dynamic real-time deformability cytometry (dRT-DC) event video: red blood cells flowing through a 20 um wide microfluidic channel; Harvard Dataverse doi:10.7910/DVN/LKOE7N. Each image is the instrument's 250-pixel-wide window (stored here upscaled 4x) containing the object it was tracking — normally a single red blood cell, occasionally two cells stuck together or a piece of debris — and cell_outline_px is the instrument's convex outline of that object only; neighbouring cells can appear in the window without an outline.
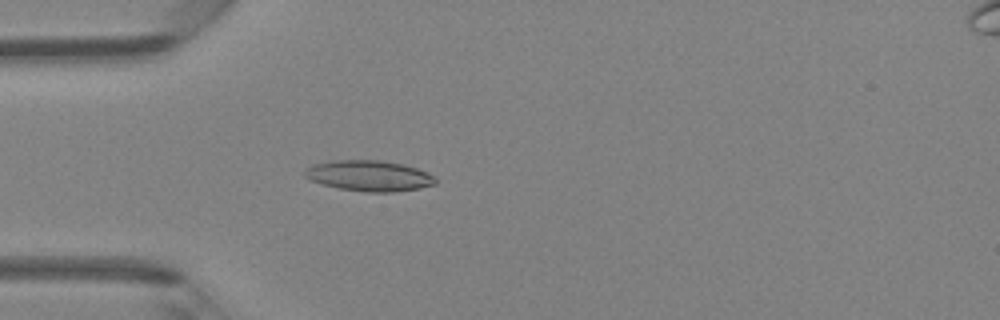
{"species": "Egyptian fruit bat (a non-hibernating species)", "species_latin": "Rousettus aegyptiacus", "temperature_condition": "room temperature", "stored_images_in_passage": 46, "camera_frame_rate_fps": 3000, "um_per_image_px": 0.085, "animal": {"sex": "female"}, "frame": {"image": 1, "passage_image": 13, "time_ms": 4.0, "image_size_px": [1000, 320], "cell_outline_px": [[436, 184], [420, 188], [396, 192], [364, 192], [340, 188], [308, 180], [304, 176], [304, 172], [312, 164], [332, 160], [380, 160], [404, 164], [428, 172], [436, 180]], "centroid_in_image_um": [31.37, 14.94], "position_along_channel_um": 53.6, "area_um2": 23.47}}
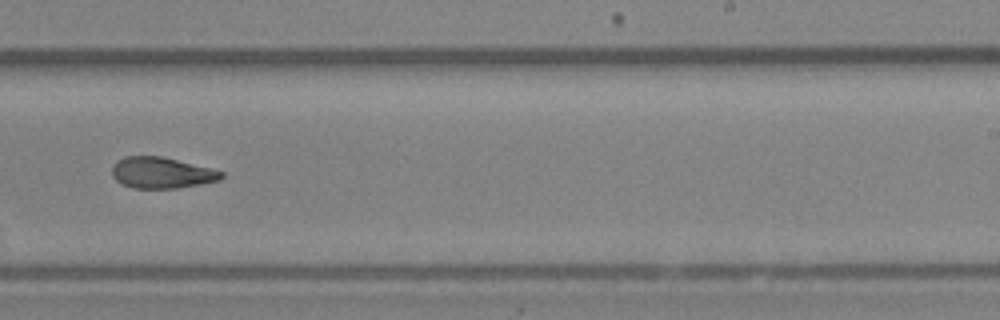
{"frame": {"image": 2, "passage_image": 29, "time_ms": 9.333, "image_size_px": [1000, 320], "cell_outline_px": [[224, 176], [220, 180], [200, 184], [176, 188], [132, 188], [120, 184], [112, 176], [112, 164], [116, 160], [124, 156], [160, 156], [224, 172]], "centroid_in_image_um": [13.67, 14.69], "position_along_channel_um": 275.3, "area_um2": 19.77}}
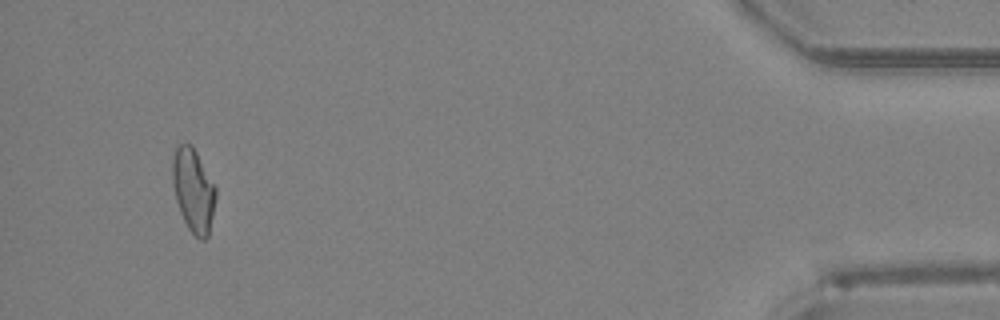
{"frame": {"image": 3, "passage_image": 44, "time_ms": 14.333, "image_size_px": [1000, 320], "cell_outline_px": [[216, 196], [208, 236], [204, 240], [200, 240], [188, 228], [180, 212], [176, 200], [172, 184], [172, 160], [176, 148], [180, 144], [192, 144], [216, 188]], "centroid_in_image_um": [16.42, 16.17], "position_along_channel_um": 418.8, "area_um2": 20.87}, "authors_computed_cell_mechanics": {"area_um2": 20.8947, "velocity_mm_per_s": 4.3078, "shape_relaxation_time_tau1_ms": 10.981, "shape_relaxation_time_tau2_ms": 3.6054, "deformation_change_tau1": 0.2691, "deformation_change_tau2": 0.0974}}